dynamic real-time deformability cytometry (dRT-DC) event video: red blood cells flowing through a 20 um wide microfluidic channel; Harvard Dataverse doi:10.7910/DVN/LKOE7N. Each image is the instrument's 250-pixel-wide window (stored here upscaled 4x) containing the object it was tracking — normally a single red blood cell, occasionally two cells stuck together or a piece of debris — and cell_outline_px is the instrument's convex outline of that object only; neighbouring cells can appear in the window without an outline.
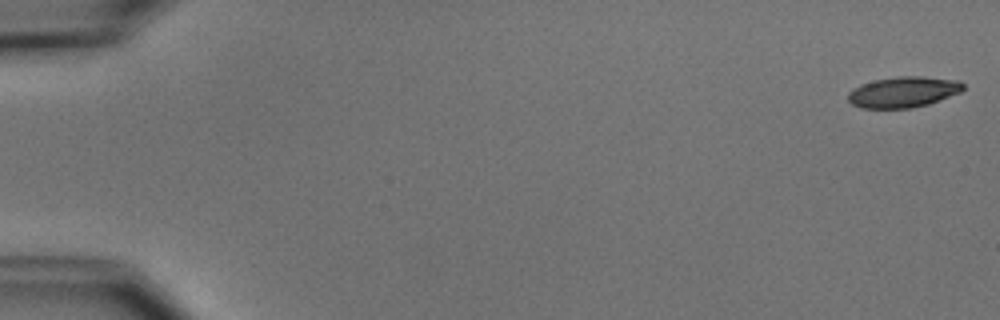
{"species": "common noctule bat (a hibernating species)", "species_latin": "Nyctalus noctula", "temperature_condition": "cold", "stored_images_in_passage": 54, "camera_frame_rate_fps": 3000, "um_per_image_px": 0.085, "animal": {"sex": "male", "body_mass_g": 15.6}, "frame": {"image": 1, "passage_image": 1, "time_ms": 0.0, "image_size_px": [1000, 320], "cell_outline_px": [[964, 88], [960, 92], [928, 104], [912, 108], [860, 108], [852, 104], [848, 100], [848, 92], [852, 88], [860, 84], [876, 80], [896, 76], [924, 76], [960, 80], [964, 84]], "centroid_in_image_um": [76.77, 7.81], "position_along_channel_um": 8.2, "area_um2": 20.81}}
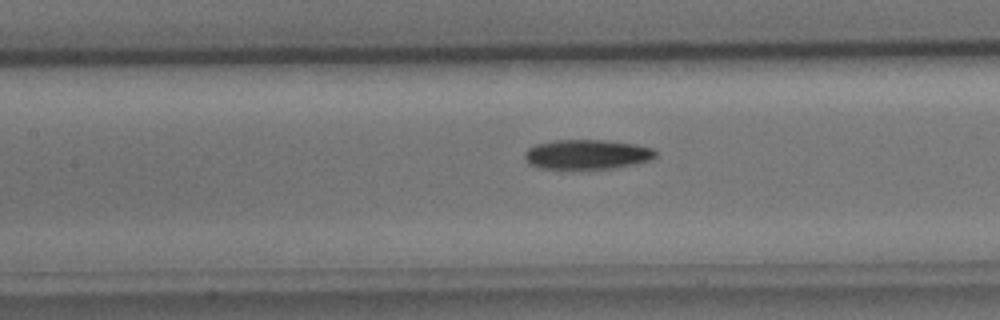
{"frame": {"image": 2, "passage_image": 25, "time_ms": 8.0, "image_size_px": [1000, 320], "cell_outline_px": [[656, 156], [652, 160], [636, 164], [616, 168], [540, 168], [528, 164], [524, 156], [524, 152], [528, 148], [536, 144], [552, 140], [604, 140], [636, 144], [652, 148], [656, 152]], "centroid_in_image_um": [49.9, 13.12], "position_along_channel_um": 157.5, "area_um2": 22.72}}
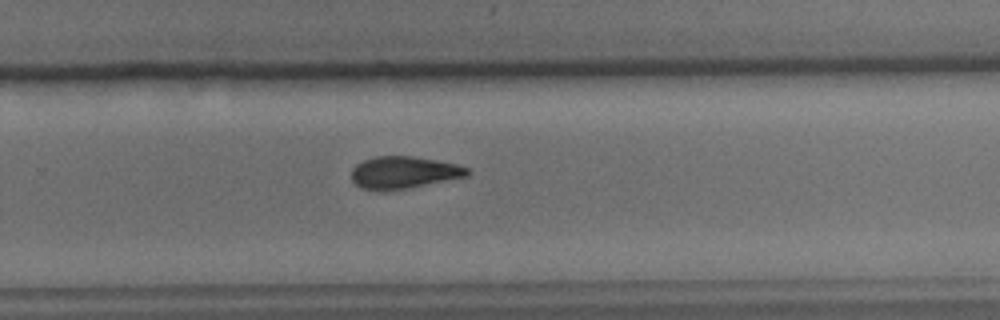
{"frame": {"image": 3, "passage_image": 36, "time_ms": 11.667, "image_size_px": [1000, 320], "cell_outline_px": [[472, 172], [468, 176], [404, 188], [364, 188], [356, 184], [352, 180], [352, 168], [356, 164], [364, 160], [376, 156], [412, 156], [436, 160], [456, 164], [468, 168]], "centroid_in_image_um": [34.36, 14.61], "position_along_channel_um": 295.4, "area_um2": 20.98}, "authors_computed_cell_mechanics": {"area_um2": 21.6461, "velocity_mm_per_s": 3.7711, "shape_relaxation_time_tau1_ms": 4.1825, "shape_relaxation_time_tau2_ms": 5.8982, "deformation_change_tau1": 0.1317, "deformation_change_tau2": 0.1462}}